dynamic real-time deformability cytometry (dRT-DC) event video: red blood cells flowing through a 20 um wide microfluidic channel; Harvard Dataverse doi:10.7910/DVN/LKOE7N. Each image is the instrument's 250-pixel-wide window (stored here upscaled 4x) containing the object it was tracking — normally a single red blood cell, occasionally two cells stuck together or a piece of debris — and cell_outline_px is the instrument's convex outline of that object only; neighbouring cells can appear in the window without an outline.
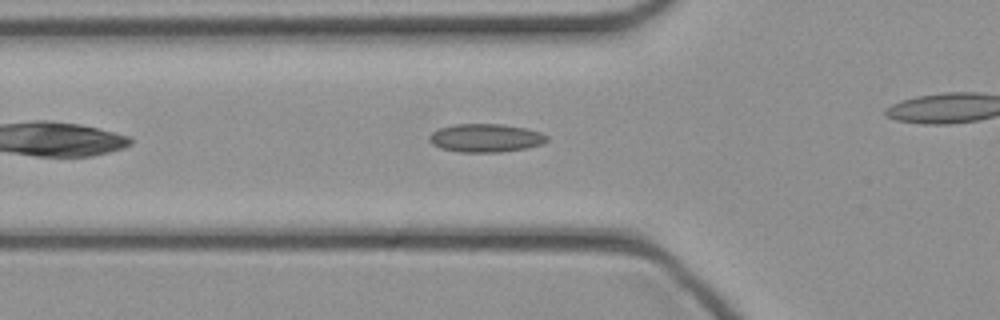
{"species": "common noctule bat (a hibernating species)", "species_latin": "Nyctalus noctula", "temperature_condition": "cold", "stored_images_in_passage": 26, "camera_frame_rate_fps": 3000, "um_per_image_px": 0.085, "animal": {"sex": "female", "body_mass_g": 21.9}, "frame": {"image": 1, "passage_image": 5, "time_ms": 1.333, "image_size_px": [1000, 320], "cell_outline_px": [[548, 140], [540, 144], [524, 148], [500, 152], [460, 152], [440, 148], [432, 144], [428, 140], [428, 136], [432, 132], [440, 128], [456, 124], [504, 124], [524, 128], [540, 132], [548, 136]], "centroid_in_image_um": [41.24, 11.72], "position_along_channel_um": 84.6, "area_um2": 19.31}}
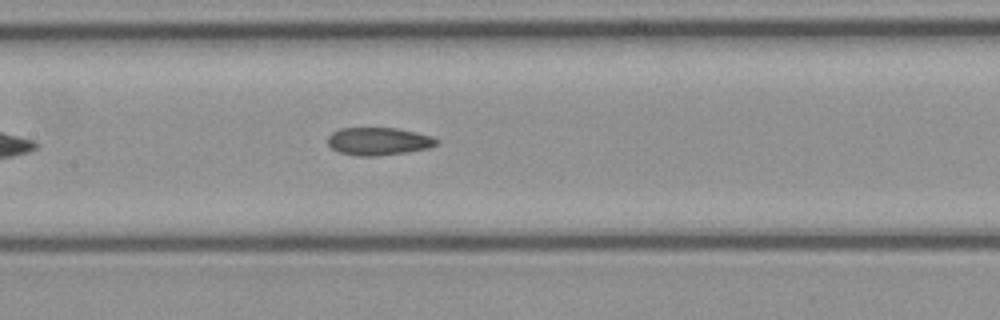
{"frame": {"image": 2, "passage_image": 11, "time_ms": 3.333, "image_size_px": [1000, 320], "cell_outline_px": [[440, 140], [436, 144], [428, 148], [408, 152], [376, 156], [356, 156], [340, 152], [332, 148], [328, 144], [328, 136], [332, 132], [340, 128], [396, 128], [416, 132], [432, 136]], "centroid_in_image_um": [32.18, 12.01], "position_along_channel_um": 175.2, "area_um2": 17.63}}
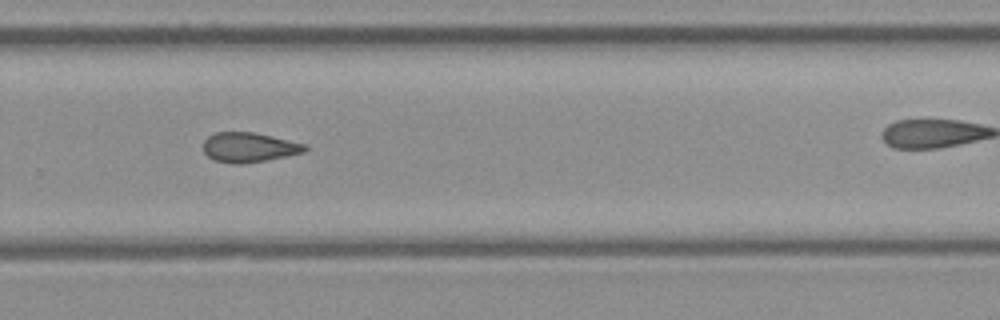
{"frame": {"image": 3, "passage_image": 20, "time_ms": 6.333, "image_size_px": [1000, 320], "cell_outline_px": [[308, 148], [304, 152], [264, 160], [240, 164], [232, 164], [216, 160], [208, 156], [204, 152], [204, 140], [208, 136], [216, 132], [252, 132], [272, 136], [308, 144]], "centroid_in_image_um": [21.17, 12.51], "position_along_channel_um": 308.6, "area_um2": 17.46}}